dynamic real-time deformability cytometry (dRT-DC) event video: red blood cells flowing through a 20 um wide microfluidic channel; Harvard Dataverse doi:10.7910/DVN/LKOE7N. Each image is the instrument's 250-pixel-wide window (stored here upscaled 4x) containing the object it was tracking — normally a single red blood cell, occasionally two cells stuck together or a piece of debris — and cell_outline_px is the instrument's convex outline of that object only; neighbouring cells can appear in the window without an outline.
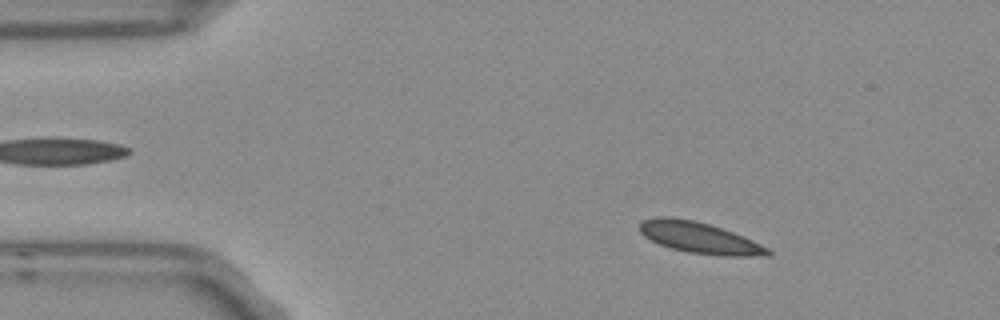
{"species": "Egyptian fruit bat (a non-hibernating species)", "species_latin": "Rousettus aegyptiacus", "temperature_condition": "room temperature", "stored_images_in_passage": 53, "camera_frame_rate_fps": 3000, "um_per_image_px": 0.085, "frame": {"image": 1, "passage_image": 7, "time_ms": 2.0, "image_size_px": [1000, 320], "cell_outline_px": [[772, 252], [768, 256], [720, 256], [688, 252], [672, 248], [660, 244], [644, 236], [640, 232], [640, 220], [656, 216], [668, 216], [692, 220], [708, 224], [744, 236], [768, 248]], "centroid_in_image_um": [59.44, 20.21], "position_along_channel_um": 25.6, "area_um2": 23.18}}
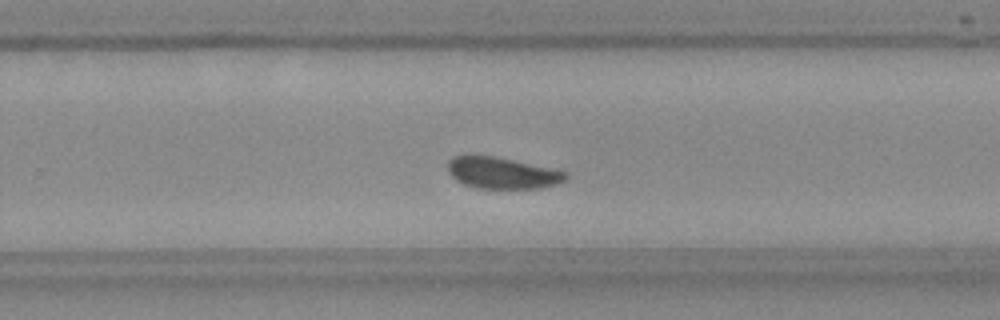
{"frame": {"image": 2, "passage_image": 33, "time_ms": 10.667, "image_size_px": [1000, 320], "cell_outline_px": [[568, 180], [556, 184], [540, 188], [476, 188], [464, 184], [456, 180], [448, 172], [448, 160], [452, 156], [464, 152], [496, 156], [568, 172]], "centroid_in_image_um": [42.62, 14.66], "position_along_channel_um": 287.2, "area_um2": 22.2}}
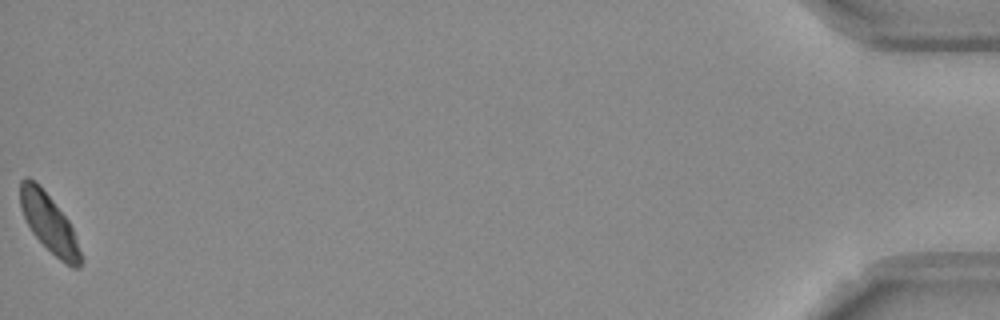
{"frame": {"image": 3, "passage_image": 53, "time_ms": 17.333, "image_size_px": [1000, 320], "cell_outline_px": [[84, 260], [80, 268], [72, 268], [60, 260], [32, 232], [20, 208], [20, 180], [24, 176], [28, 176], [36, 180], [68, 220], [72, 228]], "centroid_in_image_um": [4.17, 18.95], "position_along_channel_um": 431.0, "area_um2": 20.46}, "authors_computed_cell_mechanics": {"area_um2": 22.4842, "velocity_mm_per_s": 3.7191, "shape_relaxation_time_tau1_ms": 6.1683, "shape_relaxation_time_tau2_ms": null, "deformation_change_tau1": 0.1091, "deformation_change_tau2": null}}